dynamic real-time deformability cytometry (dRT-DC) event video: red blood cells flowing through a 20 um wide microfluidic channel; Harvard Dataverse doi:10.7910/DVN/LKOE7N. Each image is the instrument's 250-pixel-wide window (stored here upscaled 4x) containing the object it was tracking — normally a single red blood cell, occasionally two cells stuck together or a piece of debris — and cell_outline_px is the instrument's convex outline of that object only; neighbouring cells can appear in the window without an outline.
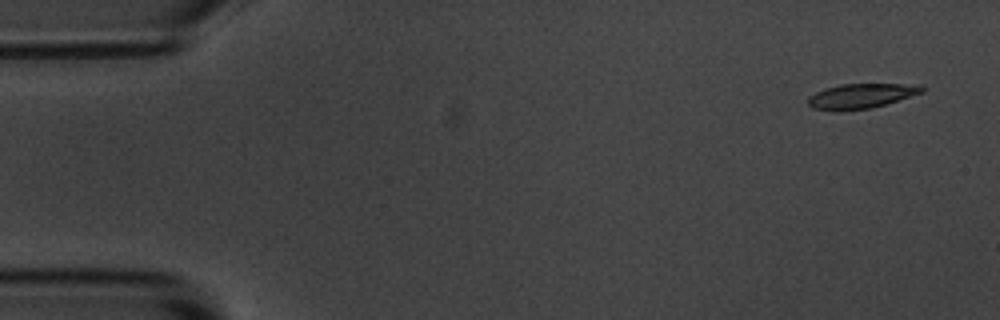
{"species": "common noctule bat (a hibernating species)", "species_latin": "Nyctalus noctula", "temperature_condition": "room temperature", "stored_images_in_passage": 5, "camera_frame_rate_fps": 3000, "um_per_image_px": 0.085, "animal": {"sex": "male", "body_mass_g": 20.1, "forearm_length_mm": 53.5}, "frame": {"image": 1, "passage_image": 1, "time_ms": 0.0, "image_size_px": [1000, 320], "cell_outline_px": [[924, 92], [872, 108], [812, 108], [808, 104], [808, 96], [824, 88], [840, 84], [920, 84], [924, 88]], "centroid_in_image_um": [73.25, 8.1], "position_along_channel_um": 11.7, "area_um2": 15.84}}